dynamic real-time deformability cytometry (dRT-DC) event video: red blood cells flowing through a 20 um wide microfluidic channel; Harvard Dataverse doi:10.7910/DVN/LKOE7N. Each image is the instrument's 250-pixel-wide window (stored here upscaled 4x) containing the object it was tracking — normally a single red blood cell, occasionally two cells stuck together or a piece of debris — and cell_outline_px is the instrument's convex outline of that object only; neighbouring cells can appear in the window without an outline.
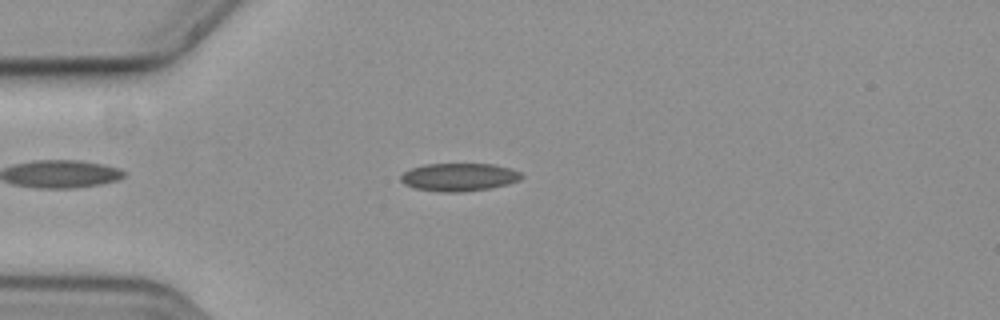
{"species": "common noctule bat (a hibernating species)", "species_latin": "Nyctalus noctula", "temperature_condition": "cold", "stored_images_in_passage": 50, "camera_frame_rate_fps": 3000, "um_per_image_px": 0.085, "animal": {"sex": "female", "body_mass_g": 19.3, "forearm_length_mm": 54.1}, "frame": {"image": 1, "passage_image": 9, "time_ms": 2.667, "image_size_px": [1000, 320], "cell_outline_px": [[524, 176], [520, 180], [508, 184], [492, 188], [464, 192], [440, 192], [412, 188], [404, 184], [400, 180], [400, 176], [404, 172], [412, 168], [424, 164], [492, 164], [512, 168], [520, 172]], "centroid_in_image_um": [39.03, 15.06], "position_along_channel_um": 46.0, "area_um2": 19.94}}
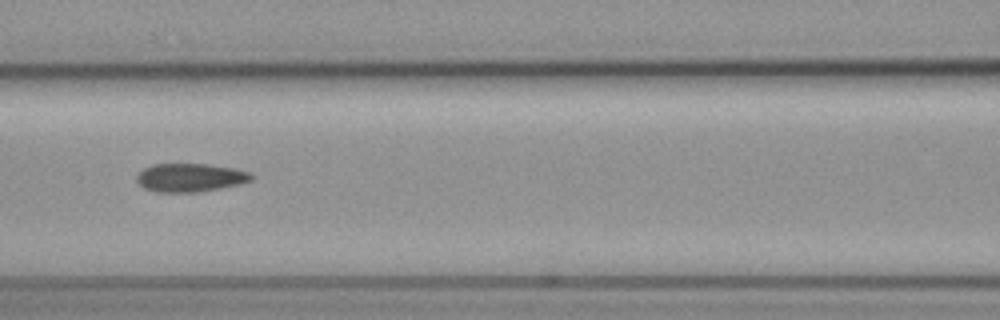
{"frame": {"image": 2, "passage_image": 19, "time_ms": 6.0, "image_size_px": [1000, 320], "cell_outline_px": [[252, 180], [240, 184], [200, 192], [156, 192], [144, 188], [136, 180], [136, 176], [144, 168], [152, 164], [208, 164], [236, 168], [252, 172]], "centroid_in_image_um": [16.19, 15.09], "position_along_channel_um": 150.4, "area_um2": 19.13}}
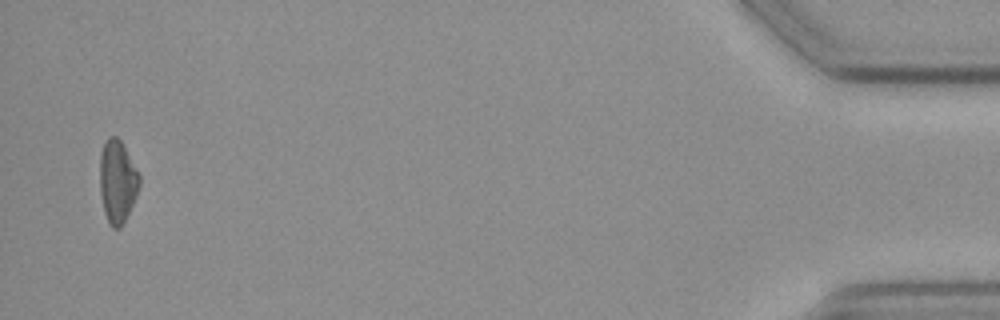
{"frame": {"image": 3, "passage_image": 49, "time_ms": 16.0, "image_size_px": [1000, 320], "cell_outline_px": [[140, 184], [136, 196], [120, 228], [112, 228], [108, 224], [104, 212], [100, 192], [100, 152], [108, 136], [116, 136], [120, 140], [140, 176]], "centroid_in_image_um": [9.96, 15.43], "position_along_channel_um": 425.2, "area_um2": 18.84}, "authors_computed_cell_mechanics": {"area_um2": 19.074, "velocity_mm_per_s": 3.674, "shape_relaxation_time_tau1_ms": null, "shape_relaxation_time_tau2_ms": 6.1076, "deformation_change_tau1": null, "deformation_change_tau2": 0.12}}